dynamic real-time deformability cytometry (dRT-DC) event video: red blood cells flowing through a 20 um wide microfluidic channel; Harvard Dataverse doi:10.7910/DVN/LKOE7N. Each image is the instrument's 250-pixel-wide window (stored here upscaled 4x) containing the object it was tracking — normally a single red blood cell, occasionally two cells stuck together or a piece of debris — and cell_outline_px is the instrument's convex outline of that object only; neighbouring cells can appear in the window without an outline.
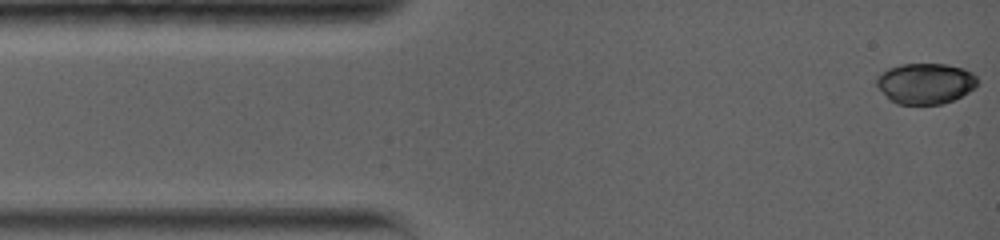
{"species": "common noctule bat (a hibernating species)", "species_latin": "Nyctalus noctula", "temperature_condition": "warm", "stored_images_in_passage": 20, "camera_frame_rate_fps": 5000, "um_per_image_px": 0.085, "animal": {"sex": "female", "body_mass_g": 19.0, "forearm_length_mm": 56.7}, "frame": {"image": 1, "passage_image": 1, "time_ms": 0.0, "image_size_px": [1000, 240], "cell_outline_px": [[980, 80], [968, 92], [952, 100], [940, 104], [896, 104], [888, 100], [876, 84], [876, 76], [880, 72], [888, 68], [900, 64], [944, 64], [964, 68], [972, 72]], "centroid_in_image_um": [78.62, 7.08], "position_along_channel_um": 6.4, "area_um2": 24.1}}
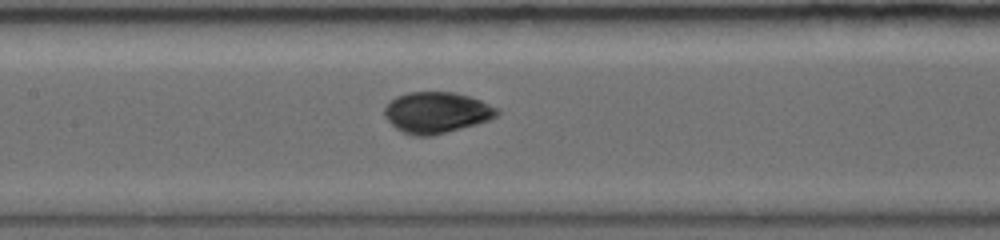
{"frame": {"image": 2, "passage_image": 12, "time_ms": 6.4, "image_size_px": [1000, 240], "cell_outline_px": [[500, 112], [496, 116], [488, 120], [476, 124], [432, 136], [412, 136], [396, 128], [384, 116], [384, 108], [396, 96], [408, 92], [456, 92], [480, 100], [500, 108]], "centroid_in_image_um": [37.12, 9.56], "position_along_channel_um": 170.3, "area_um2": 26.93}}
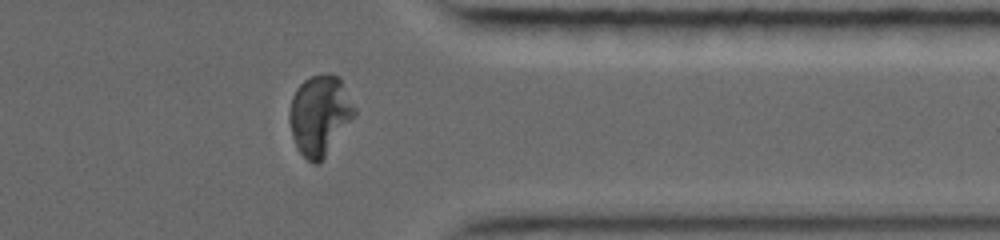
{"frame": {"image": 3, "passage_image": 20, "time_ms": 12.2, "image_size_px": [1000, 240], "cell_outline_px": [[356, 112], [324, 156], [316, 164], [312, 164], [296, 148], [292, 136], [288, 120], [288, 112], [292, 96], [296, 88], [304, 80], [312, 76], [340, 76], [356, 108]], "centroid_in_image_um": [27.13, 9.77], "position_along_channel_um": 384.3, "area_um2": 29.77}, "authors_computed_cell_mechanics": {"area_um2": 26.7614, "velocity_mm_per_s": 3.7754, "shape_relaxation_time_tau1_ms": 6.2121, "shape_relaxation_time_tau2_ms": null, "deformation_change_tau1": 0.2535, "deformation_change_tau2": null}}